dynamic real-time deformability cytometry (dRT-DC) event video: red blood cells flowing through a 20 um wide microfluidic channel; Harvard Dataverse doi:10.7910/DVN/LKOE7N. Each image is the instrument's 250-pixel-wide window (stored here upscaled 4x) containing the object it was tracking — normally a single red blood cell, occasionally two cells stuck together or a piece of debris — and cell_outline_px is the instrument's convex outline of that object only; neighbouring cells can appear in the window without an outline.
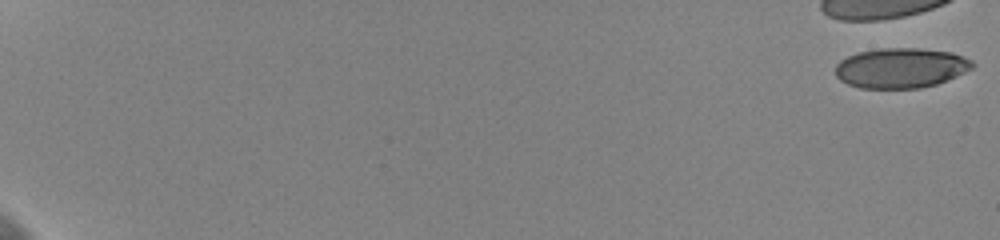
{"species": "human", "species_latin": "Homo sapiens", "temperature_condition": "cold", "stored_images_in_passage": 9, "camera_frame_rate_fps": 3000, "um_per_image_px": 0.085, "donor": {"sex": "female"}, "frame": {"image": 1, "passage_image": 1, "time_ms": 0.0, "image_size_px": [1000, 240], "cell_outline_px": [[976, 64], [972, 68], [956, 76], [936, 84], [920, 88], [860, 88], [848, 84], [840, 80], [836, 76], [836, 64], [840, 60], [848, 56], [860, 52], [884, 48], [916, 48], [952, 52], [964, 56], [972, 60]], "centroid_in_image_um": [76.59, 5.77], "position_along_channel_um": 8.4, "area_um2": 31.91}}